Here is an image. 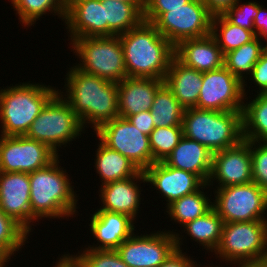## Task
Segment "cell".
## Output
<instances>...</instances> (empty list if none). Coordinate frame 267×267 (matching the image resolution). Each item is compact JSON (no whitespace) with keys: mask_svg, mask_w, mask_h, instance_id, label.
Instances as JSON below:
<instances>
[{"mask_svg":"<svg viewBox=\"0 0 267 267\" xmlns=\"http://www.w3.org/2000/svg\"><path fill=\"white\" fill-rule=\"evenodd\" d=\"M65 77V89H58V93L72 107L84 128L92 126L96 131L103 123L119 117L117 83L85 73L74 65Z\"/></svg>","mask_w":267,"mask_h":267,"instance_id":"6da1fadb","label":"cell"},{"mask_svg":"<svg viewBox=\"0 0 267 267\" xmlns=\"http://www.w3.org/2000/svg\"><path fill=\"white\" fill-rule=\"evenodd\" d=\"M127 77L164 80L175 47L156 27L142 21L137 27L119 35Z\"/></svg>","mask_w":267,"mask_h":267,"instance_id":"7a4b0ae2","label":"cell"},{"mask_svg":"<svg viewBox=\"0 0 267 267\" xmlns=\"http://www.w3.org/2000/svg\"><path fill=\"white\" fill-rule=\"evenodd\" d=\"M58 156L44 168L29 173L31 213L38 219H64L77 214V194ZM64 169V170H63Z\"/></svg>","mask_w":267,"mask_h":267,"instance_id":"3957f363","label":"cell"},{"mask_svg":"<svg viewBox=\"0 0 267 267\" xmlns=\"http://www.w3.org/2000/svg\"><path fill=\"white\" fill-rule=\"evenodd\" d=\"M6 87L0 89V135L3 136L25 135L43 107L58 92L56 87L30 81Z\"/></svg>","mask_w":267,"mask_h":267,"instance_id":"277c9868","label":"cell"},{"mask_svg":"<svg viewBox=\"0 0 267 267\" xmlns=\"http://www.w3.org/2000/svg\"><path fill=\"white\" fill-rule=\"evenodd\" d=\"M183 136L217 152L243 140L242 111H215L186 108L182 120Z\"/></svg>","mask_w":267,"mask_h":267,"instance_id":"5b68a950","label":"cell"},{"mask_svg":"<svg viewBox=\"0 0 267 267\" xmlns=\"http://www.w3.org/2000/svg\"><path fill=\"white\" fill-rule=\"evenodd\" d=\"M69 44L80 60L77 69L115 83L127 77L119 35L80 37Z\"/></svg>","mask_w":267,"mask_h":267,"instance_id":"8992f818","label":"cell"},{"mask_svg":"<svg viewBox=\"0 0 267 267\" xmlns=\"http://www.w3.org/2000/svg\"><path fill=\"white\" fill-rule=\"evenodd\" d=\"M83 131L85 128L79 117L57 92L32 122L25 136L47 144L59 154V148L67 144L70 146L72 141H76L84 133Z\"/></svg>","mask_w":267,"mask_h":267,"instance_id":"52a82bcc","label":"cell"},{"mask_svg":"<svg viewBox=\"0 0 267 267\" xmlns=\"http://www.w3.org/2000/svg\"><path fill=\"white\" fill-rule=\"evenodd\" d=\"M230 264L259 260L267 253V221L224 223L220 242L213 252Z\"/></svg>","mask_w":267,"mask_h":267,"instance_id":"ba28073f","label":"cell"},{"mask_svg":"<svg viewBox=\"0 0 267 267\" xmlns=\"http://www.w3.org/2000/svg\"><path fill=\"white\" fill-rule=\"evenodd\" d=\"M213 192V208L224 223L267 221V192L256 183L230 185Z\"/></svg>","mask_w":267,"mask_h":267,"instance_id":"9c48e42d","label":"cell"},{"mask_svg":"<svg viewBox=\"0 0 267 267\" xmlns=\"http://www.w3.org/2000/svg\"><path fill=\"white\" fill-rule=\"evenodd\" d=\"M212 16L202 0H191L183 7L169 9L152 24L174 47L186 39L211 34Z\"/></svg>","mask_w":267,"mask_h":267,"instance_id":"30bf717a","label":"cell"},{"mask_svg":"<svg viewBox=\"0 0 267 267\" xmlns=\"http://www.w3.org/2000/svg\"><path fill=\"white\" fill-rule=\"evenodd\" d=\"M93 132L106 146L127 157L140 171L153 164L149 136L128 119L117 117Z\"/></svg>","mask_w":267,"mask_h":267,"instance_id":"8fae6325","label":"cell"},{"mask_svg":"<svg viewBox=\"0 0 267 267\" xmlns=\"http://www.w3.org/2000/svg\"><path fill=\"white\" fill-rule=\"evenodd\" d=\"M58 156L47 144L25 135H0V172L32 173L44 168Z\"/></svg>","mask_w":267,"mask_h":267,"instance_id":"7c38bea8","label":"cell"},{"mask_svg":"<svg viewBox=\"0 0 267 267\" xmlns=\"http://www.w3.org/2000/svg\"><path fill=\"white\" fill-rule=\"evenodd\" d=\"M174 232L133 233L116 251L129 267H158L177 249Z\"/></svg>","mask_w":267,"mask_h":267,"instance_id":"4fadbf2b","label":"cell"},{"mask_svg":"<svg viewBox=\"0 0 267 267\" xmlns=\"http://www.w3.org/2000/svg\"><path fill=\"white\" fill-rule=\"evenodd\" d=\"M243 83L225 66L203 72L196 108L215 111H242Z\"/></svg>","mask_w":267,"mask_h":267,"instance_id":"5bb4252c","label":"cell"},{"mask_svg":"<svg viewBox=\"0 0 267 267\" xmlns=\"http://www.w3.org/2000/svg\"><path fill=\"white\" fill-rule=\"evenodd\" d=\"M215 188L253 182L250 141L242 140L239 144L214 152L208 186Z\"/></svg>","mask_w":267,"mask_h":267,"instance_id":"9a60e30c","label":"cell"},{"mask_svg":"<svg viewBox=\"0 0 267 267\" xmlns=\"http://www.w3.org/2000/svg\"><path fill=\"white\" fill-rule=\"evenodd\" d=\"M30 190L28 173L0 172V209L29 234L34 230L32 223L39 221L31 213Z\"/></svg>","mask_w":267,"mask_h":267,"instance_id":"2e32d148","label":"cell"},{"mask_svg":"<svg viewBox=\"0 0 267 267\" xmlns=\"http://www.w3.org/2000/svg\"><path fill=\"white\" fill-rule=\"evenodd\" d=\"M147 185L152 184L164 197L167 207L173 201L199 190L205 183L195 174L155 162L145 171ZM150 183V184H149Z\"/></svg>","mask_w":267,"mask_h":267,"instance_id":"e0dca14e","label":"cell"},{"mask_svg":"<svg viewBox=\"0 0 267 267\" xmlns=\"http://www.w3.org/2000/svg\"><path fill=\"white\" fill-rule=\"evenodd\" d=\"M64 24L70 41L80 37H104L106 8L102 0H67Z\"/></svg>","mask_w":267,"mask_h":267,"instance_id":"ac0fdd59","label":"cell"},{"mask_svg":"<svg viewBox=\"0 0 267 267\" xmlns=\"http://www.w3.org/2000/svg\"><path fill=\"white\" fill-rule=\"evenodd\" d=\"M138 182H147L144 171H140L136 176L100 186L99 197L102 205L99 209L124 214L135 221L142 200V190Z\"/></svg>","mask_w":267,"mask_h":267,"instance_id":"d6986e66","label":"cell"},{"mask_svg":"<svg viewBox=\"0 0 267 267\" xmlns=\"http://www.w3.org/2000/svg\"><path fill=\"white\" fill-rule=\"evenodd\" d=\"M94 212L91 214L89 230L97 244L88 245L87 249L116 250L123 241L136 233V221L131 217L100 209Z\"/></svg>","mask_w":267,"mask_h":267,"instance_id":"ffe728a7","label":"cell"},{"mask_svg":"<svg viewBox=\"0 0 267 267\" xmlns=\"http://www.w3.org/2000/svg\"><path fill=\"white\" fill-rule=\"evenodd\" d=\"M164 80L126 77L117 83L119 117L127 119L142 111H149L157 90Z\"/></svg>","mask_w":267,"mask_h":267,"instance_id":"44dd1931","label":"cell"},{"mask_svg":"<svg viewBox=\"0 0 267 267\" xmlns=\"http://www.w3.org/2000/svg\"><path fill=\"white\" fill-rule=\"evenodd\" d=\"M175 57L185 66L200 72L224 66V55L211 34L181 41L175 47Z\"/></svg>","mask_w":267,"mask_h":267,"instance_id":"7402d4cb","label":"cell"},{"mask_svg":"<svg viewBox=\"0 0 267 267\" xmlns=\"http://www.w3.org/2000/svg\"><path fill=\"white\" fill-rule=\"evenodd\" d=\"M212 155L213 152L206 146L183 136L164 162L170 167L191 172L207 183L211 173Z\"/></svg>","mask_w":267,"mask_h":267,"instance_id":"603a6c76","label":"cell"},{"mask_svg":"<svg viewBox=\"0 0 267 267\" xmlns=\"http://www.w3.org/2000/svg\"><path fill=\"white\" fill-rule=\"evenodd\" d=\"M202 79L203 72L185 66L174 57L165 75L164 84L186 109L197 105Z\"/></svg>","mask_w":267,"mask_h":267,"instance_id":"cb8c5ba5","label":"cell"},{"mask_svg":"<svg viewBox=\"0 0 267 267\" xmlns=\"http://www.w3.org/2000/svg\"><path fill=\"white\" fill-rule=\"evenodd\" d=\"M97 147L94 167L101 178V186L136 176L140 172L127 157L110 149L100 139Z\"/></svg>","mask_w":267,"mask_h":267,"instance_id":"d4e9b609","label":"cell"},{"mask_svg":"<svg viewBox=\"0 0 267 267\" xmlns=\"http://www.w3.org/2000/svg\"><path fill=\"white\" fill-rule=\"evenodd\" d=\"M106 8V36L120 35L143 21L144 3L102 0Z\"/></svg>","mask_w":267,"mask_h":267,"instance_id":"484cf974","label":"cell"},{"mask_svg":"<svg viewBox=\"0 0 267 267\" xmlns=\"http://www.w3.org/2000/svg\"><path fill=\"white\" fill-rule=\"evenodd\" d=\"M264 43V41L256 36L250 42L224 55V66L243 83L244 100L247 99V101V93L249 91H245L247 90L246 80L251 75L253 67L261 54L265 51Z\"/></svg>","mask_w":267,"mask_h":267,"instance_id":"4316f807","label":"cell"},{"mask_svg":"<svg viewBox=\"0 0 267 267\" xmlns=\"http://www.w3.org/2000/svg\"><path fill=\"white\" fill-rule=\"evenodd\" d=\"M224 221L212 207L207 213L188 222L183 227L184 233L190 236L191 240L197 242L210 252L217 248L222 235ZM186 231V232H185Z\"/></svg>","mask_w":267,"mask_h":267,"instance_id":"83f0119b","label":"cell"},{"mask_svg":"<svg viewBox=\"0 0 267 267\" xmlns=\"http://www.w3.org/2000/svg\"><path fill=\"white\" fill-rule=\"evenodd\" d=\"M244 100L242 110L243 139L267 142V94H255ZM246 102V103H245Z\"/></svg>","mask_w":267,"mask_h":267,"instance_id":"f1b7e54d","label":"cell"},{"mask_svg":"<svg viewBox=\"0 0 267 267\" xmlns=\"http://www.w3.org/2000/svg\"><path fill=\"white\" fill-rule=\"evenodd\" d=\"M205 188L208 189L209 186L205 183L199 190L189 195H185L180 199L173 201L165 209L171 221L179 223V225L184 226L190 221L207 213L212 207V201L204 193Z\"/></svg>","mask_w":267,"mask_h":267,"instance_id":"f546056e","label":"cell"},{"mask_svg":"<svg viewBox=\"0 0 267 267\" xmlns=\"http://www.w3.org/2000/svg\"><path fill=\"white\" fill-rule=\"evenodd\" d=\"M184 110L165 84L155 93L150 109L155 127L182 126Z\"/></svg>","mask_w":267,"mask_h":267,"instance_id":"4dcf8cb0","label":"cell"},{"mask_svg":"<svg viewBox=\"0 0 267 267\" xmlns=\"http://www.w3.org/2000/svg\"><path fill=\"white\" fill-rule=\"evenodd\" d=\"M23 27L34 26L45 14L54 13L64 22L67 0H10Z\"/></svg>","mask_w":267,"mask_h":267,"instance_id":"1f68e13d","label":"cell"},{"mask_svg":"<svg viewBox=\"0 0 267 267\" xmlns=\"http://www.w3.org/2000/svg\"><path fill=\"white\" fill-rule=\"evenodd\" d=\"M211 35L215 38L223 55L256 37L251 30L232 24L224 15L212 17Z\"/></svg>","mask_w":267,"mask_h":267,"instance_id":"d6a6232c","label":"cell"},{"mask_svg":"<svg viewBox=\"0 0 267 267\" xmlns=\"http://www.w3.org/2000/svg\"><path fill=\"white\" fill-rule=\"evenodd\" d=\"M29 233L0 209V250L11 260L16 252L29 243Z\"/></svg>","mask_w":267,"mask_h":267,"instance_id":"836d02e7","label":"cell"},{"mask_svg":"<svg viewBox=\"0 0 267 267\" xmlns=\"http://www.w3.org/2000/svg\"><path fill=\"white\" fill-rule=\"evenodd\" d=\"M182 137V126L155 127L149 135L153 163L164 161Z\"/></svg>","mask_w":267,"mask_h":267,"instance_id":"e575fe53","label":"cell"},{"mask_svg":"<svg viewBox=\"0 0 267 267\" xmlns=\"http://www.w3.org/2000/svg\"><path fill=\"white\" fill-rule=\"evenodd\" d=\"M80 267H129L116 250L80 249L70 255Z\"/></svg>","mask_w":267,"mask_h":267,"instance_id":"d590c367","label":"cell"},{"mask_svg":"<svg viewBox=\"0 0 267 267\" xmlns=\"http://www.w3.org/2000/svg\"><path fill=\"white\" fill-rule=\"evenodd\" d=\"M241 2L242 1L238 0L236 4L224 14V16L232 24L251 30L254 33V20L258 14L260 4L256 1H248L240 4Z\"/></svg>","mask_w":267,"mask_h":267,"instance_id":"8d00e7d4","label":"cell"},{"mask_svg":"<svg viewBox=\"0 0 267 267\" xmlns=\"http://www.w3.org/2000/svg\"><path fill=\"white\" fill-rule=\"evenodd\" d=\"M252 157V178L267 192V142L250 141Z\"/></svg>","mask_w":267,"mask_h":267,"instance_id":"74e56055","label":"cell"},{"mask_svg":"<svg viewBox=\"0 0 267 267\" xmlns=\"http://www.w3.org/2000/svg\"><path fill=\"white\" fill-rule=\"evenodd\" d=\"M191 0H144L143 20L153 23L162 13L169 9L183 7Z\"/></svg>","mask_w":267,"mask_h":267,"instance_id":"f35d334b","label":"cell"},{"mask_svg":"<svg viewBox=\"0 0 267 267\" xmlns=\"http://www.w3.org/2000/svg\"><path fill=\"white\" fill-rule=\"evenodd\" d=\"M174 235L177 249L158 267H200L201 264L194 261L193 257H188V255L181 249L183 244L182 242L186 238H183L182 234L180 236L178 232H174Z\"/></svg>","mask_w":267,"mask_h":267,"instance_id":"ab89813d","label":"cell"},{"mask_svg":"<svg viewBox=\"0 0 267 267\" xmlns=\"http://www.w3.org/2000/svg\"><path fill=\"white\" fill-rule=\"evenodd\" d=\"M251 83L258 86L257 94H267V52L264 51L257 63L253 67V71L249 76Z\"/></svg>","mask_w":267,"mask_h":267,"instance_id":"60d3db41","label":"cell"},{"mask_svg":"<svg viewBox=\"0 0 267 267\" xmlns=\"http://www.w3.org/2000/svg\"><path fill=\"white\" fill-rule=\"evenodd\" d=\"M137 129L142 131L146 135H150L155 128L154 121L152 119L151 111H142L138 114L131 115L127 118Z\"/></svg>","mask_w":267,"mask_h":267,"instance_id":"b9f144b4","label":"cell"},{"mask_svg":"<svg viewBox=\"0 0 267 267\" xmlns=\"http://www.w3.org/2000/svg\"><path fill=\"white\" fill-rule=\"evenodd\" d=\"M212 17L224 15L238 0H202Z\"/></svg>","mask_w":267,"mask_h":267,"instance_id":"7bdbcfd3","label":"cell"},{"mask_svg":"<svg viewBox=\"0 0 267 267\" xmlns=\"http://www.w3.org/2000/svg\"><path fill=\"white\" fill-rule=\"evenodd\" d=\"M264 5H260L258 14L254 20V34L261 40L267 42V8H263Z\"/></svg>","mask_w":267,"mask_h":267,"instance_id":"ee69618b","label":"cell"},{"mask_svg":"<svg viewBox=\"0 0 267 267\" xmlns=\"http://www.w3.org/2000/svg\"><path fill=\"white\" fill-rule=\"evenodd\" d=\"M67 252V254L61 255L59 261L55 263L56 265H53V267H77V263L74 261V259L70 256V253Z\"/></svg>","mask_w":267,"mask_h":267,"instance_id":"f6af8a7d","label":"cell"},{"mask_svg":"<svg viewBox=\"0 0 267 267\" xmlns=\"http://www.w3.org/2000/svg\"><path fill=\"white\" fill-rule=\"evenodd\" d=\"M238 265L237 267H265L264 263L259 260H250V261H241L238 263H234V266Z\"/></svg>","mask_w":267,"mask_h":267,"instance_id":"bcb514c9","label":"cell"},{"mask_svg":"<svg viewBox=\"0 0 267 267\" xmlns=\"http://www.w3.org/2000/svg\"><path fill=\"white\" fill-rule=\"evenodd\" d=\"M10 259L0 250V267H7Z\"/></svg>","mask_w":267,"mask_h":267,"instance_id":"7dc6e473","label":"cell"},{"mask_svg":"<svg viewBox=\"0 0 267 267\" xmlns=\"http://www.w3.org/2000/svg\"><path fill=\"white\" fill-rule=\"evenodd\" d=\"M114 1H122L128 3H144V0H114Z\"/></svg>","mask_w":267,"mask_h":267,"instance_id":"c3c4849f","label":"cell"},{"mask_svg":"<svg viewBox=\"0 0 267 267\" xmlns=\"http://www.w3.org/2000/svg\"><path fill=\"white\" fill-rule=\"evenodd\" d=\"M260 260L264 263L265 267H267V253Z\"/></svg>","mask_w":267,"mask_h":267,"instance_id":"681fc988","label":"cell"},{"mask_svg":"<svg viewBox=\"0 0 267 267\" xmlns=\"http://www.w3.org/2000/svg\"><path fill=\"white\" fill-rule=\"evenodd\" d=\"M201 266H205V265H200V267H201ZM205 267H219V266H214V265L212 266V265H211V266H205Z\"/></svg>","mask_w":267,"mask_h":267,"instance_id":"f907efd6","label":"cell"},{"mask_svg":"<svg viewBox=\"0 0 267 267\" xmlns=\"http://www.w3.org/2000/svg\"><path fill=\"white\" fill-rule=\"evenodd\" d=\"M265 51L267 52V42L265 43Z\"/></svg>","mask_w":267,"mask_h":267,"instance_id":"816d5d0a","label":"cell"}]
</instances>
